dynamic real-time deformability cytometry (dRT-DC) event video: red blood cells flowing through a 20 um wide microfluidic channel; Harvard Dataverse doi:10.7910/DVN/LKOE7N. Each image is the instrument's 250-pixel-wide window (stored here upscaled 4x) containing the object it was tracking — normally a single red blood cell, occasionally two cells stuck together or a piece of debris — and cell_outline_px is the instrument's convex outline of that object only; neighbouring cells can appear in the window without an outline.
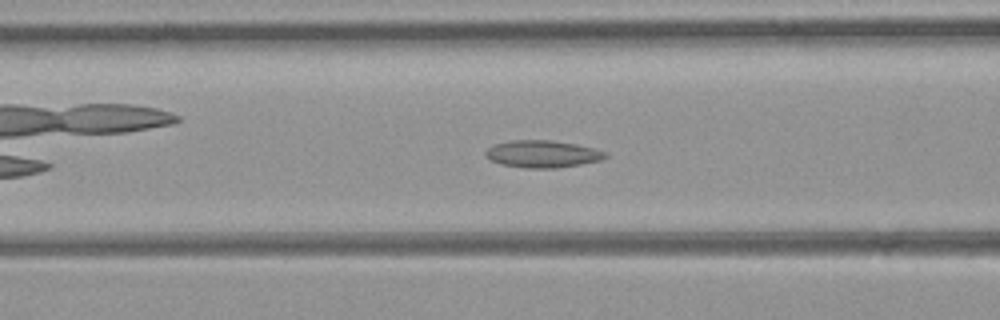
{"species": "common noctule bat (a hibernating species)", "species_latin": "Nyctalus noctula", "temperature_condition": "room temperature", "stored_images_in_passage": 30, "camera_frame_rate_fps": 3000, "um_per_image_px": 0.085, "animal": {"sex": "female", "body_mass_g": 21.9}, "frame": {"image": 1, "passage_image": 11, "time_ms": 3.333, "image_size_px": [1000, 320], "cell_outline_px": [[608, 156], [600, 160], [580, 164], [556, 168], [524, 168], [500, 164], [484, 156], [484, 152], [488, 148], [496, 144], [512, 140], [552, 140], [576, 144], [608, 152]], "centroid_in_image_um": [46.1, 13.09], "position_along_channel_um": 120.5, "area_um2": 18.96}}
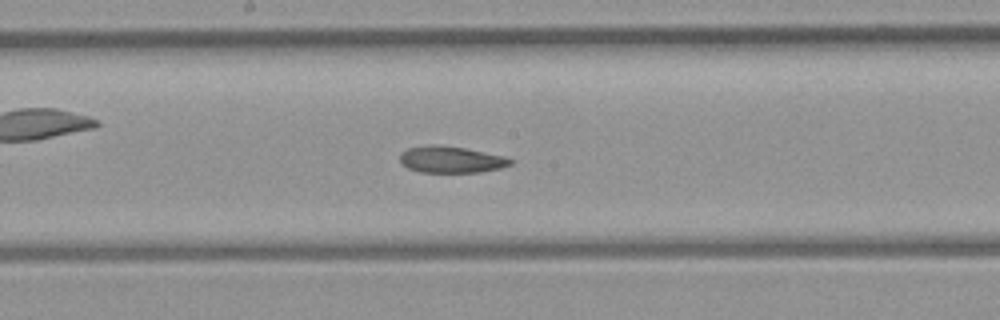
{"frame": {"image": 2, "passage_image": 17, "time_ms": 5.333, "image_size_px": [1000, 320], "cell_outline_px": [[512, 164], [500, 168], [480, 172], [420, 172], [408, 168], [400, 164], [400, 152], [408, 148], [428, 144], [436, 144], [464, 148], [504, 156], [512, 160]], "centroid_in_image_um": [38.29, 13.55], "position_along_channel_um": 209.9, "area_um2": 17.17}}
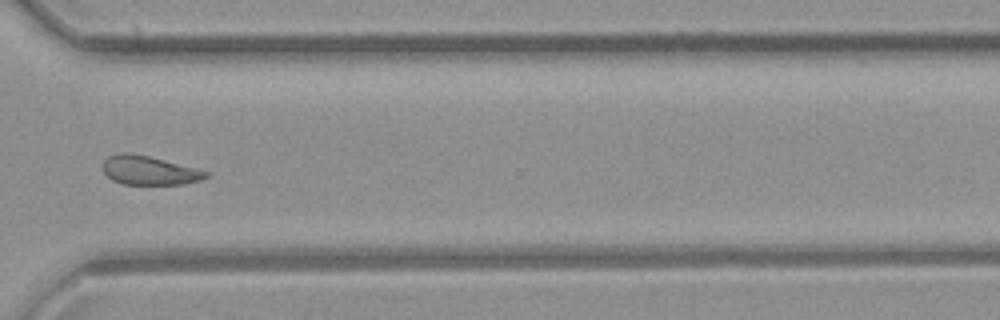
{"frame": {"image": 3, "passage_image": 27, "time_ms": 8.667, "image_size_px": [1000, 320], "cell_outline_px": [[212, 172], [208, 176], [200, 180], [184, 184], [120, 184], [112, 180], [104, 172], [104, 160], [108, 156], [120, 152], [128, 152], [148, 156]], "centroid_in_image_um": [12.69, 14.48], "position_along_channel_um": 357.9, "area_um2": 17.34}, "authors_computed_cell_mechanics": {"area_um2": 18.2648, "velocity_mm_per_s": 4.4621, "shape_relaxation_time_tau1_ms": null, "shape_relaxation_time_tau2_ms": 5.3242, "deformation_change_tau1": null, "deformation_change_tau2": 0.1187}}